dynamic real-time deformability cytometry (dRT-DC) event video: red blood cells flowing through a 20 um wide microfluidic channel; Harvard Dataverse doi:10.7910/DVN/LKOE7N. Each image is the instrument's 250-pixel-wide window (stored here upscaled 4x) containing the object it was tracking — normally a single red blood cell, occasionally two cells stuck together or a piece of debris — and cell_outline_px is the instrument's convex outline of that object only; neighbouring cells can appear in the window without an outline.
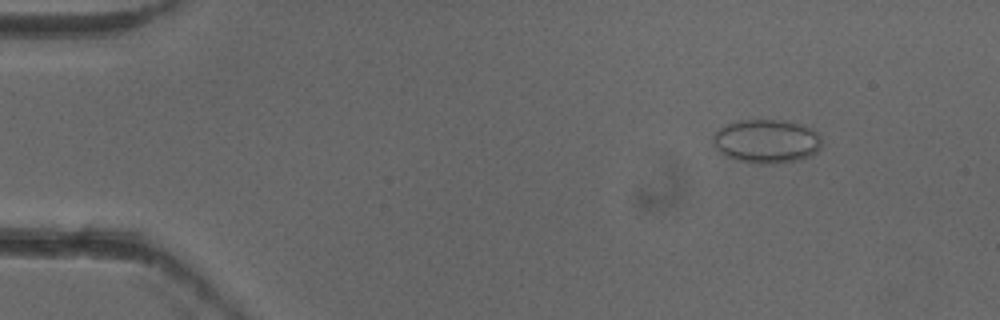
{"species": "common noctule bat (a hibernating species)", "species_latin": "Nyctalus noctula", "temperature_condition": "cold", "stored_images_in_passage": 12, "camera_frame_rate_fps": 3000, "um_per_image_px": 0.085, "animal": {"sex": "female"}, "frame": {"image": 1, "passage_image": 7, "time_ms": 2.0, "image_size_px": [1000, 320], "cell_outline_px": [[820, 148], [816, 152], [800, 160], [772, 164], [756, 164], [736, 160], [720, 152], [716, 148], [712, 140], [712, 136], [720, 128], [736, 120], [784, 120], [804, 124], [812, 128], [820, 136]], "centroid_in_image_um": [65.16, 12.0], "position_along_channel_um": 19.8, "area_um2": 27.92}}